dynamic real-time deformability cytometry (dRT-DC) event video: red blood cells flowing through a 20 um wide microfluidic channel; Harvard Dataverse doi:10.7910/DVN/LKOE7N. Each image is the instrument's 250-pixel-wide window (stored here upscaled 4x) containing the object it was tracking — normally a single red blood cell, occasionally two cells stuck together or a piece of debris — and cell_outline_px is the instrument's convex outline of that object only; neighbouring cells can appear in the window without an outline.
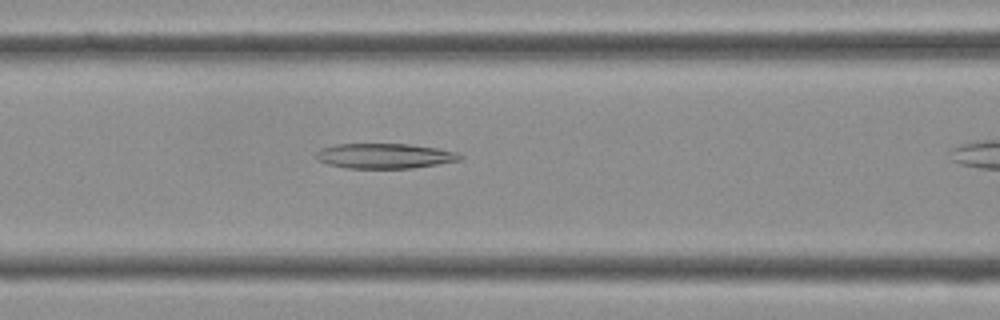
{"species": "Egyptian fruit bat (a non-hibernating species)", "species_latin": "Rousettus aegyptiacus", "temperature_condition": "cold", "stored_images_in_passage": 14, "camera_frame_rate_fps": 3000, "um_per_image_px": 0.085, "frame": {"image": 1, "passage_image": 8, "time_ms": 2.333, "image_size_px": [1000, 320], "cell_outline_px": [[464, 156], [460, 160], [412, 168], [344, 168], [328, 164], [316, 160], [316, 152], [320, 148], [336, 144], [408, 144], [436, 148], [460, 152]], "centroid_in_image_um": [32.68, 13.25], "position_along_channel_um": 133.9, "area_um2": 21.1}}
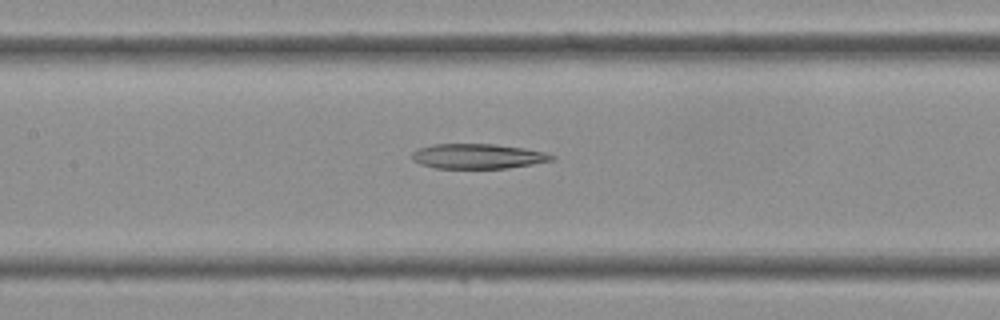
{"frame": {"image": 2, "passage_image": 10, "time_ms": 3.0, "image_size_px": [1000, 320], "cell_outline_px": [[556, 160], [508, 168], [436, 168], [420, 164], [412, 160], [412, 152], [420, 148], [432, 144], [496, 144], [524, 148], [544, 152], [556, 156]], "centroid_in_image_um": [40.64, 13.28], "position_along_channel_um": 166.8, "area_um2": 20.35}}
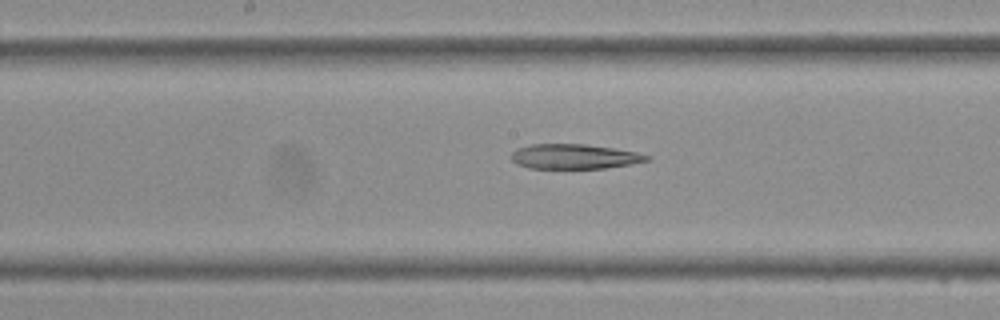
{"frame": {"image": 3, "passage_image": 12, "time_ms": 3.667, "image_size_px": [1000, 320], "cell_outline_px": [[652, 160], [632, 164], [604, 168], [528, 168], [516, 164], [512, 160], [512, 152], [516, 148], [532, 144], [584, 144], [612, 148], [636, 152], [652, 156]], "centroid_in_image_um": [48.84, 13.3], "position_along_channel_um": 199.4, "area_um2": 19.65}}